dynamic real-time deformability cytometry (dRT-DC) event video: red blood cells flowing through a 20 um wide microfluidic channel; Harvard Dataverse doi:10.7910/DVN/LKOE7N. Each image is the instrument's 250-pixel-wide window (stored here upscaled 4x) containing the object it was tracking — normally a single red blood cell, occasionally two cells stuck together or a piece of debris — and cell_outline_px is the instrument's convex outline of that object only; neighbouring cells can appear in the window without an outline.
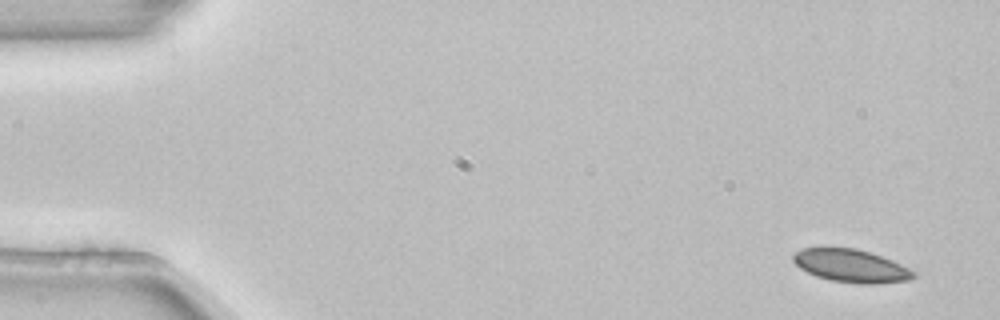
{"species": "common noctule bat (a hibernating species)", "species_latin": "Nyctalus noctula", "temperature_condition": "room temperature", "stored_images_in_passage": 3, "camera_frame_rate_fps": 3000, "um_per_image_px": 0.085, "animal": {"sex": "female", "body_mass_g": 22.7, "forearm_length_mm": 54.2}, "frame": {"image": 1, "passage_image": 1, "time_ms": 0.0, "image_size_px": [1000, 320], "cell_outline_px": [[916, 276], [912, 280], [876, 284], [860, 284], [832, 280], [816, 276], [800, 268], [792, 260], [792, 256], [796, 252], [804, 248], [856, 248], [892, 260], [916, 272]], "centroid_in_image_um": [72.37, 22.61], "position_along_channel_um": 12.6, "area_um2": 22.95}}